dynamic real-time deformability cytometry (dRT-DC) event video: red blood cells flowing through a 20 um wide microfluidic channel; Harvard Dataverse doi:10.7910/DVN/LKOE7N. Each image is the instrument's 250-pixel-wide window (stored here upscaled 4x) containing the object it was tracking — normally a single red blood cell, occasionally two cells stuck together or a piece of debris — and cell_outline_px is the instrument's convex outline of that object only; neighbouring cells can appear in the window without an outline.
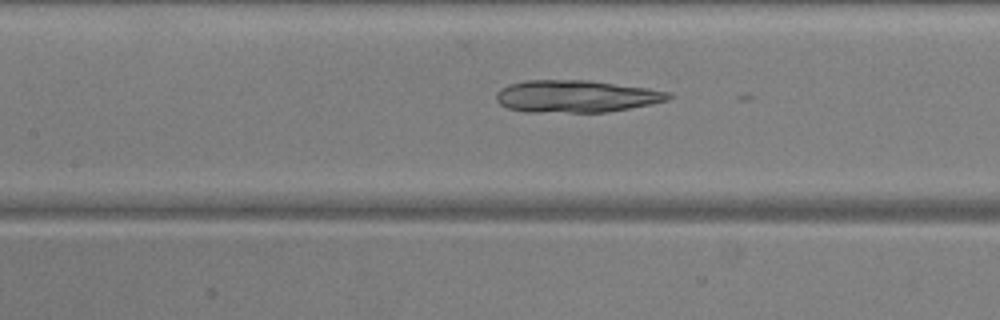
{"species": "common noctule bat (a hibernating species)", "species_latin": "Nyctalus noctula", "temperature_condition": "warm", "stored_images_in_passage": 24, "camera_frame_rate_fps": 3000, "um_per_image_px": 0.085, "animal": {"sex": "male", "body_mass_g": 20.5, "forearm_length_mm": 52.5}, "frame": {"image": 1, "passage_image": 23, "time_ms": 7.333, "image_size_px": [1000, 320], "cell_outline_px": [[672, 96], [668, 100], [608, 112], [524, 112], [508, 108], [500, 104], [496, 100], [496, 92], [500, 88], [508, 84], [528, 80], [588, 80], [648, 88], [668, 92]], "centroid_in_image_um": [48.91, 8.18], "position_along_channel_um": 158.5, "area_um2": 32.31}}